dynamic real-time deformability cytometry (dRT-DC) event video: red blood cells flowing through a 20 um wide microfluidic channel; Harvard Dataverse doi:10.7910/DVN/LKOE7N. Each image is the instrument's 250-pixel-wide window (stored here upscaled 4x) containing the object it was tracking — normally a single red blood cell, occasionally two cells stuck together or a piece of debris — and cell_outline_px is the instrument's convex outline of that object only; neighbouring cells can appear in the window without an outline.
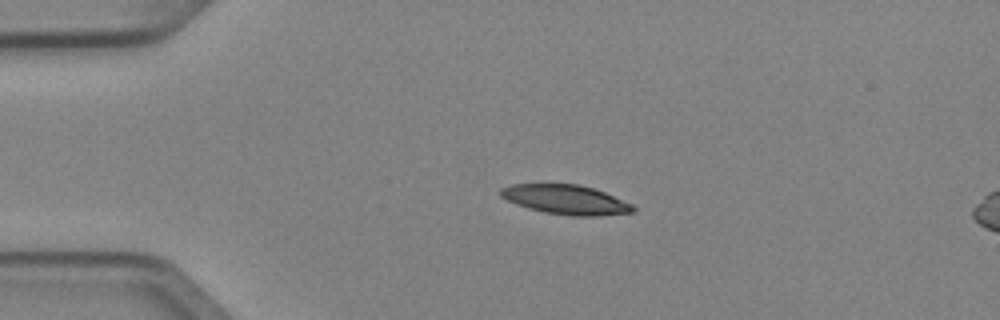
{"species": "Egyptian fruit bat (a non-hibernating species)", "species_latin": "Rousettus aegyptiacus", "temperature_condition": "cold", "stored_images_in_passage": 3, "segment_of_instrument_passage": [1, 2], "camera_frame_rate_fps": 3000, "um_per_image_px": 0.085, "animal": {"sex": "female"}, "frame": {"image": 1, "passage_image": 1, "time_ms": 0.0, "image_size_px": [1000, 320], "cell_outline_px": [[636, 212], [596, 216], [572, 216], [544, 212], [528, 208], [516, 204], [500, 196], [500, 188], [512, 184], [576, 184], [592, 188], [604, 192], [632, 204], [636, 208]], "centroid_in_image_um": [48.1, 16.97], "position_along_channel_um": 36.9, "area_um2": 22.66}}